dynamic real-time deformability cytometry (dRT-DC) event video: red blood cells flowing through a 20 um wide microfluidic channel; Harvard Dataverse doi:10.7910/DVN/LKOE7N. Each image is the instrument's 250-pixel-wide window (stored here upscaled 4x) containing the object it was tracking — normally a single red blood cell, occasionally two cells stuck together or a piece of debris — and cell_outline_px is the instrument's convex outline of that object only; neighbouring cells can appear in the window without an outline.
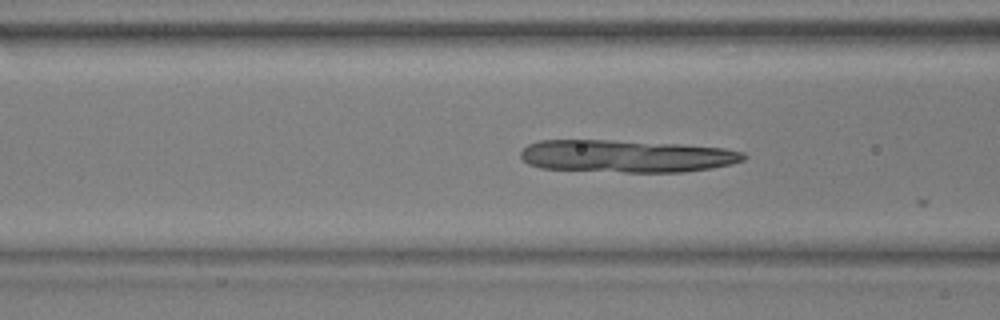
{"species": "common noctule bat (a hibernating species)", "species_latin": "Nyctalus noctula", "temperature_condition": "warm", "stored_images_in_passage": 12, "camera_frame_rate_fps": 3000, "um_per_image_px": 0.085, "animal": {"sex": "male", "body_mass_g": 17.9, "forearm_length_mm": 54.2}, "frame": {"image": 1, "passage_image": 3, "time_ms": 0.667, "image_size_px": [1000, 320], "cell_outline_px": [[748, 156], [744, 160], [732, 164], [684, 172], [624, 172], [540, 168], [528, 164], [520, 156], [520, 152], [528, 144], [540, 140], [612, 140], [684, 144], [724, 148], [744, 152]], "centroid_in_image_um": [53.26, 13.26], "position_along_channel_um": 113.3, "area_um2": 42.37}}
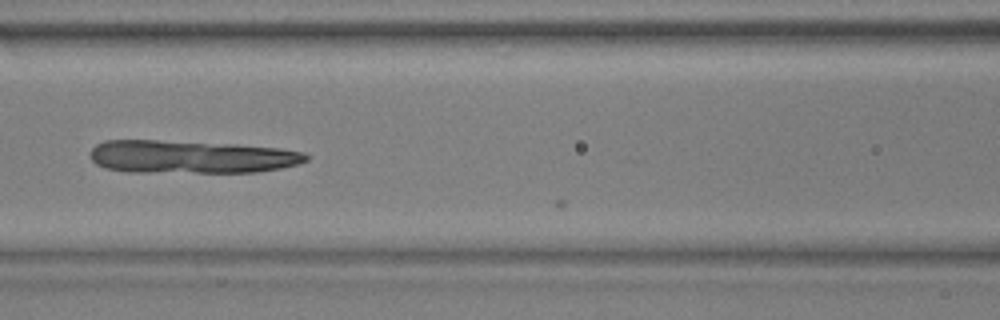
{"frame": {"image": 2, "passage_image": 6, "time_ms": 1.667, "image_size_px": [1000, 320], "cell_outline_px": [[308, 160], [296, 164], [280, 168], [256, 172], [128, 172], [104, 168], [96, 164], [92, 160], [92, 148], [96, 144], [104, 140], [156, 140], [236, 144], [280, 148], [304, 152], [308, 156]], "centroid_in_image_um": [16.22, 13.33], "position_along_channel_um": 150.4, "area_um2": 41.56}}